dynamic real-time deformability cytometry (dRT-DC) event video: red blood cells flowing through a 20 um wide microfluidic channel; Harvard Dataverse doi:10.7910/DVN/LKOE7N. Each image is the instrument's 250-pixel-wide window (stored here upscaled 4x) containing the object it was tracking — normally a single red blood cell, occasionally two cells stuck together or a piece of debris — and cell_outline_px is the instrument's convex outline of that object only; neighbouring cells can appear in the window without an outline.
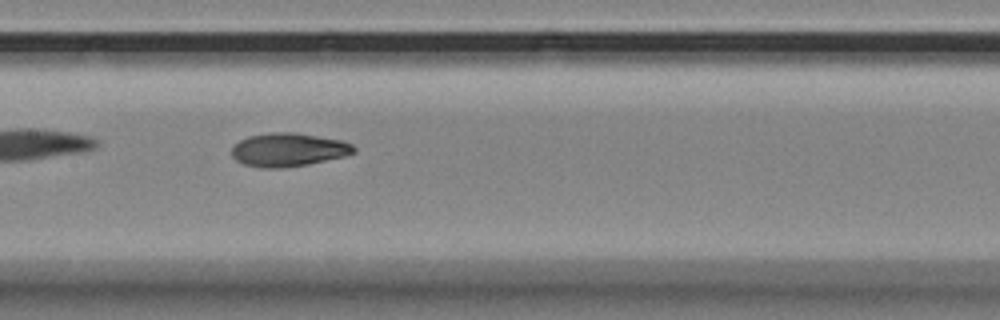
{"species": "Egyptian fruit bat (a non-hibernating species)", "species_latin": "Rousettus aegyptiacus", "temperature_condition": "room temperature", "stored_images_in_passage": 35, "camera_frame_rate_fps": 3000, "um_per_image_px": 0.085, "animal": {"sex": "female"}, "frame": {"image": 1, "passage_image": 11, "time_ms": 3.333, "image_size_px": [1000, 320], "cell_outline_px": [[356, 152], [344, 156], [308, 164], [284, 168], [260, 168], [244, 164], [236, 160], [232, 156], [232, 148], [240, 140], [248, 136], [268, 132], [296, 132], [340, 140], [352, 144], [356, 148]], "centroid_in_image_um": [24.5, 12.73], "position_along_channel_um": 182.9, "area_um2": 23.87}}